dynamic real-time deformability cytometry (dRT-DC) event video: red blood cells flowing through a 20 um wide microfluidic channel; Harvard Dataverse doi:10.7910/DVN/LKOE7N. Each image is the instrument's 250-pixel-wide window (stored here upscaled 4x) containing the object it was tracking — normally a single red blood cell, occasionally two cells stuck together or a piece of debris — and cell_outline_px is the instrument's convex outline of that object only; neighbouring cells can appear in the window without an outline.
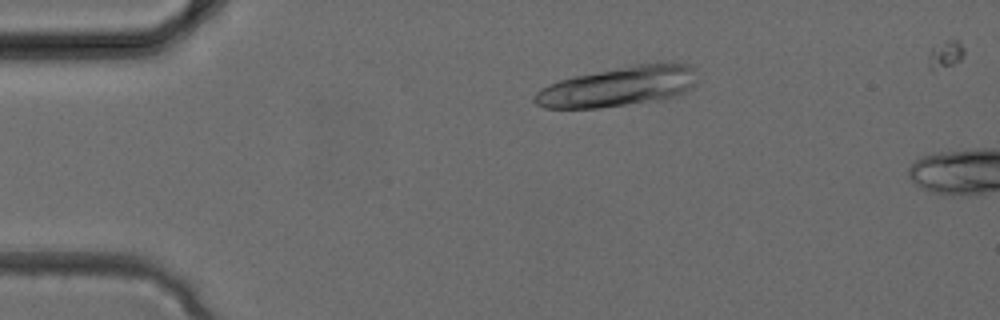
{"species": "common noctule bat (a hibernating species)", "species_latin": "Nyctalus noctula", "temperature_condition": "cold", "stored_images_in_passage": 3, "camera_frame_rate_fps": 3000, "um_per_image_px": 0.085, "animal": {"sex": "female", "body_mass_g": 24.6, "forearm_length_mm": 56.2}, "frame": {"image": 1, "passage_image": 2, "time_ms": 0.333, "image_size_px": [1000, 320], "cell_outline_px": [[692, 88], [684, 92], [660, 100], [600, 108], [544, 108], [536, 104], [532, 100], [536, 92], [540, 88], [548, 84], [560, 80], [576, 76], [632, 64], [672, 60], [688, 64], [692, 68]], "centroid_in_image_um": [52.52, 7.33], "position_along_channel_um": 32.5, "area_um2": 37.92}}